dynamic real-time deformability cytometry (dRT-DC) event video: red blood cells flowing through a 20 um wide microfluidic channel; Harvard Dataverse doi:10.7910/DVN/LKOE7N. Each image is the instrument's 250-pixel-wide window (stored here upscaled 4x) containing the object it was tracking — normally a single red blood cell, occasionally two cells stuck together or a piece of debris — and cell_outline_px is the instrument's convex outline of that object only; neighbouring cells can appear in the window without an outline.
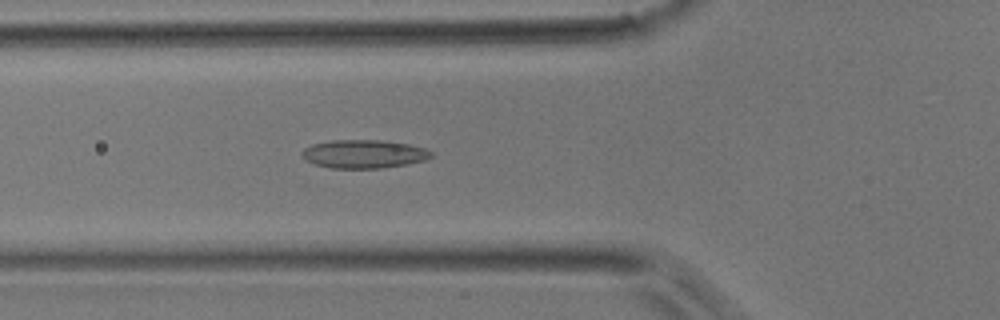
{"species": "common noctule bat (a hibernating species)", "species_latin": "Nyctalus noctula", "temperature_condition": "room temperature", "stored_images_in_passage": 36, "camera_frame_rate_fps": 3000, "um_per_image_px": 0.085, "animal": {"sex": "male", "body_mass_g": 17.9}, "frame": {"image": 1, "passage_image": 9, "time_ms": 2.667, "image_size_px": [1000, 320], "cell_outline_px": [[432, 156], [424, 160], [408, 164], [380, 168], [332, 168], [316, 164], [308, 160], [300, 152], [304, 148], [312, 144], [332, 140], [380, 140], [408, 144], [424, 148], [432, 152]], "centroid_in_image_um": [30.93, 13.08], "position_along_channel_um": 94.9, "area_um2": 21.15}}
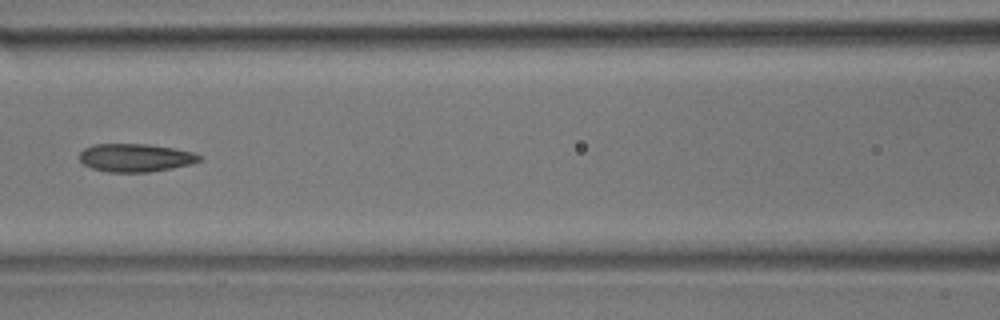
{"frame": {"image": 2, "passage_image": 13, "time_ms": 4.0, "image_size_px": [1000, 320], "cell_outline_px": [[204, 160], [192, 164], [172, 168], [148, 172], [108, 172], [92, 168], [84, 164], [80, 160], [80, 152], [84, 148], [92, 144], [144, 144], [172, 148], [192, 152], [204, 156]], "centroid_in_image_um": [11.55, 13.41], "position_along_channel_um": 155.1, "area_um2": 19.71}}
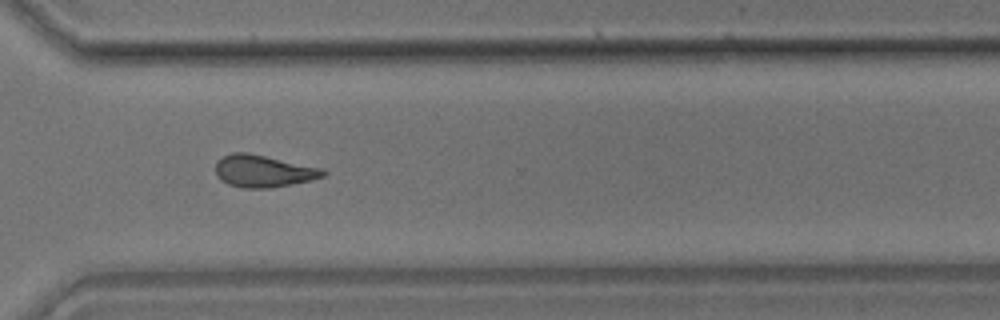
{"frame": {"image": 3, "passage_image": 26, "time_ms": 8.333, "image_size_px": [1000, 320], "cell_outline_px": [[328, 172], [324, 176], [312, 180], [272, 188], [244, 188], [228, 184], [220, 180], [216, 176], [216, 160], [232, 152], [248, 152], [324, 168]], "centroid_in_image_um": [22.4, 14.54], "position_along_channel_um": 348.2, "area_um2": 20.46}}